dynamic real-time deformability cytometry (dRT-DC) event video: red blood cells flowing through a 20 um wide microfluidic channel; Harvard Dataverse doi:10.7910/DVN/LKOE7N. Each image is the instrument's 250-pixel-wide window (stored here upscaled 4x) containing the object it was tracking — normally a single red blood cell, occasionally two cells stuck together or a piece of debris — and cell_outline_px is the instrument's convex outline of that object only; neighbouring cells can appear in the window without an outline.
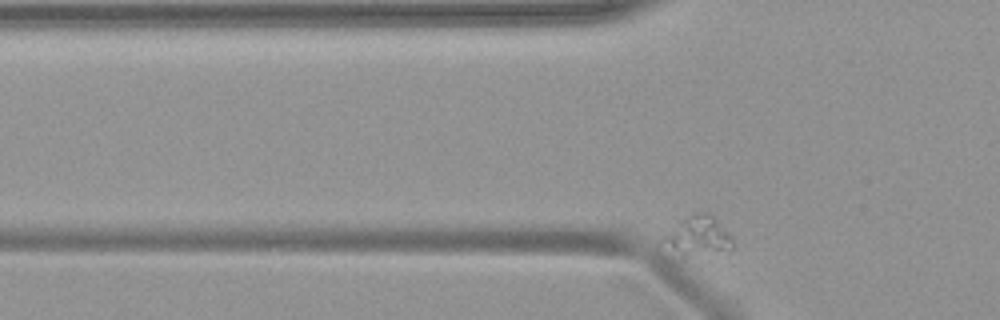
{"species": "common noctule bat (a hibernating species)", "species_latin": "Nyctalus noctula", "temperature_condition": "warm", "stored_images_in_passage": 37, "camera_frame_rate_fps": 3000, "um_per_image_px": 0.085, "animal": {"sex": "female", "body_mass_g": 19.9}, "frame": {"image": 1, "passage_image": 3, "time_ms": 0.667, "image_size_px": [1000, 320], "cell_outline_px": [[736, 248], [684, 256], [664, 240], [664, 236], [680, 220], [692, 212], [708, 212], [732, 236], [736, 244]], "centroid_in_image_um": [59.43, 19.99], "position_along_channel_um": 66.4, "area_um2": 15.14}}
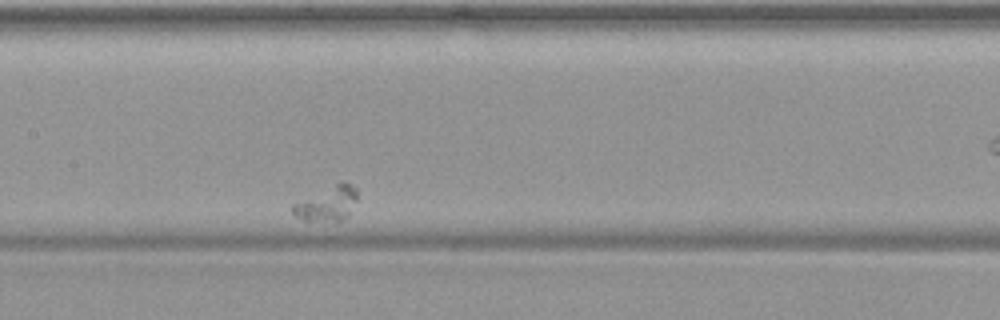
{"frame": {"image": 2, "passage_image": 16, "time_ms": 5.0, "image_size_px": [1000, 320], "cell_outline_px": [[356, 200], [348, 216], [336, 224], [308, 224], [296, 216], [292, 212], [292, 204], [344, 180], [356, 188]], "centroid_in_image_um": [27.79, 17.42], "position_along_channel_um": 179.6, "area_um2": 13.58}}
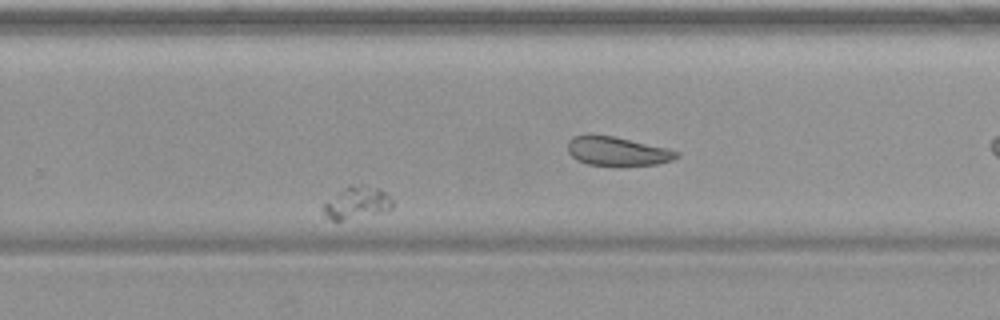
{"frame": {"image": 3, "passage_image": 28, "time_ms": 9.0, "image_size_px": [1000, 320], "cell_outline_px": [[392, 208], [388, 212], [340, 220], [332, 220], [324, 212], [324, 204], [344, 188], [364, 184], [380, 188], [392, 200]], "centroid_in_image_um": [30.41, 17.24], "position_along_channel_um": 299.4, "area_um2": 12.66}}